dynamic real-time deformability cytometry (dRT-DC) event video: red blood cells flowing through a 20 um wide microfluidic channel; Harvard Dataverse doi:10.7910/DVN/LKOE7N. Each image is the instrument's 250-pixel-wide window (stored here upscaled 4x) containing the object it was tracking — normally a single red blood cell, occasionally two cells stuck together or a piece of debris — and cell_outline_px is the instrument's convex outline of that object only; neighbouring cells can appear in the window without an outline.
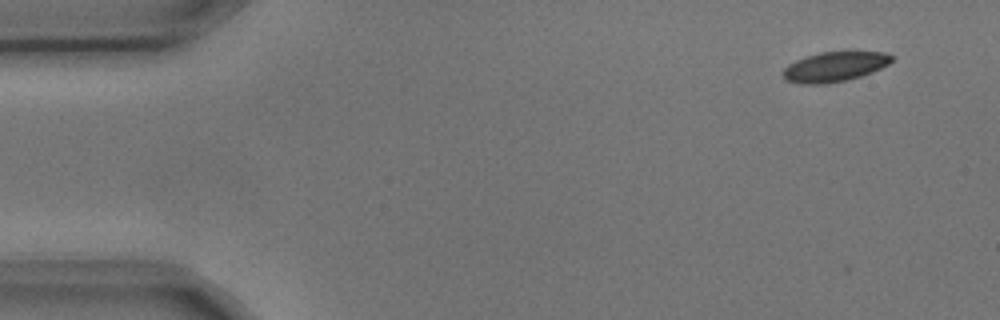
{"species": "common noctule bat (a hibernating species)", "species_latin": "Nyctalus noctula", "temperature_condition": "cold", "stored_images_in_passage": 4, "camera_frame_rate_fps": 3000, "um_per_image_px": 0.085, "animal": {"sex": "male", "body_mass_g": 17.9, "forearm_length_mm": 54.2}, "frame": {"image": 1, "passage_image": 1, "time_ms": 0.0, "image_size_px": [1000, 320], "cell_outline_px": [[892, 60], [888, 64], [872, 72], [860, 76], [844, 80], [820, 84], [800, 84], [784, 80], [780, 72], [788, 64], [796, 60], [820, 52], [884, 52], [892, 56]], "centroid_in_image_um": [70.87, 5.68], "position_along_channel_um": 14.1, "area_um2": 18.73}}
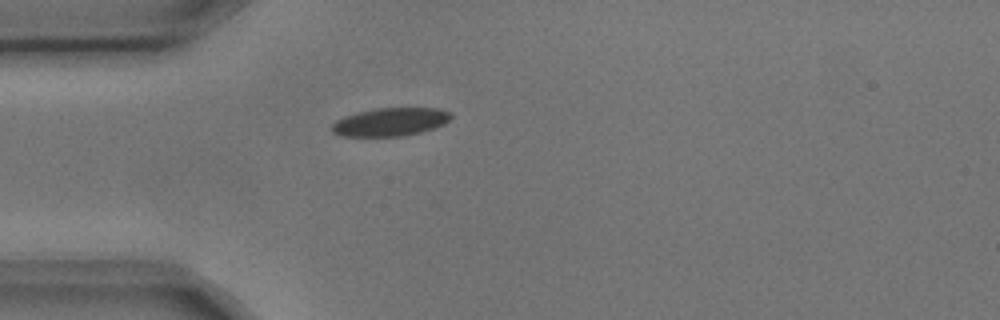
{"frame": {"image": 2, "passage_image": 4, "time_ms": 1.0, "image_size_px": [1000, 320], "cell_outline_px": [[452, 116], [444, 124], [420, 132], [404, 136], [340, 136], [332, 132], [332, 124], [336, 120], [344, 116], [376, 108], [440, 108], [452, 112]], "centroid_in_image_um": [33.19, 10.36], "position_along_channel_um": 51.8, "area_um2": 19.54}}